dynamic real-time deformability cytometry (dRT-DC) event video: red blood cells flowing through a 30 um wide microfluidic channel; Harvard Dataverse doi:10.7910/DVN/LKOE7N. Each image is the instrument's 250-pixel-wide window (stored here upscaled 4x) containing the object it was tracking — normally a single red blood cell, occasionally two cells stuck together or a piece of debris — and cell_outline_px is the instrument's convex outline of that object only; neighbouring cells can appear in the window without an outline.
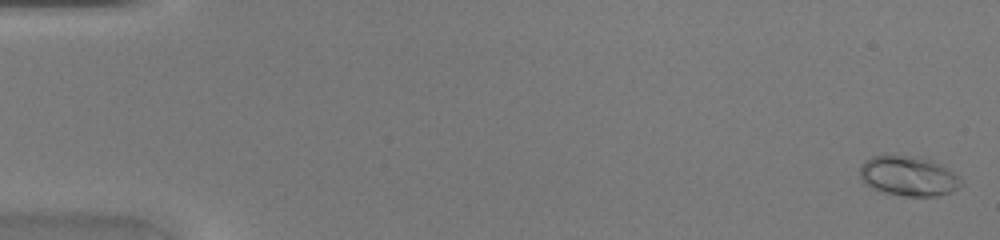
{"species": "common noctule bat (a hibernating species)", "species_latin": "Nyctalus noctula", "temperature_condition": "warm", "stored_images_in_passage": 47, "camera_frame_rate_fps": 3000, "um_per_image_px": 0.085, "animal": {"sex": "female", "body_mass_g": 20.0, "forearm_length_mm": 54.0}, "frame": {"image": 1, "passage_image": 1, "time_ms": 0.0, "image_size_px": [1000, 240], "cell_outline_px": [[964, 184], [960, 188], [952, 192], [936, 196], [904, 196], [884, 192], [872, 188], [864, 184], [860, 176], [860, 164], [864, 160], [872, 156], [920, 156], [932, 160], [940, 164], [960, 176]], "centroid_in_image_um": [77.25, 14.97], "position_along_channel_um": 7.8, "area_um2": 23.81}}
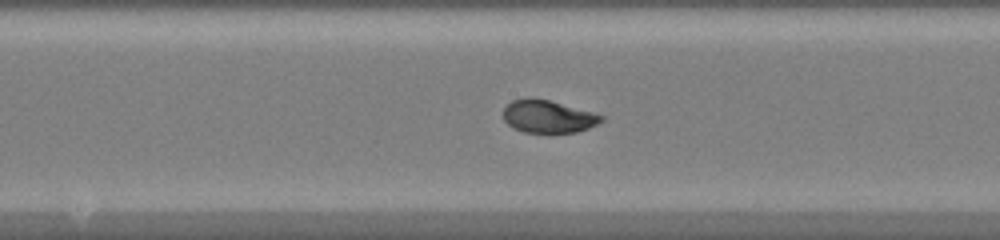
{"frame": {"image": 2, "passage_image": 25, "time_ms": 8.0, "image_size_px": [1000, 240], "cell_outline_px": [[604, 120], [588, 128], [576, 132], [524, 132], [512, 128], [504, 120], [504, 108], [512, 100], [528, 96], [548, 100], [592, 112], [604, 116]], "centroid_in_image_um": [46.55, 9.89], "position_along_channel_um": 201.6, "area_um2": 18.55}}
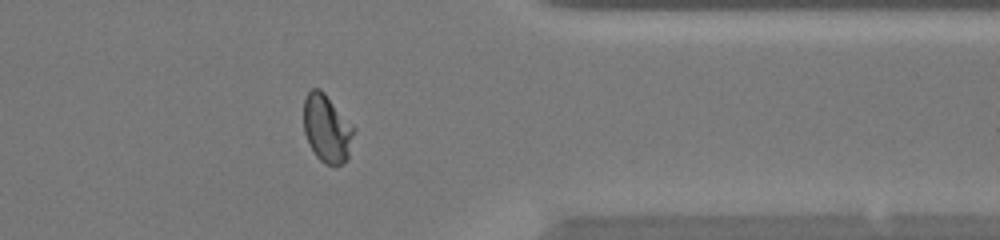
{"frame": {"image": 3, "passage_image": 38, "time_ms": 12.333, "image_size_px": [1000, 240], "cell_outline_px": [[356, 128], [348, 156], [340, 164], [324, 164], [316, 156], [304, 132], [304, 100], [308, 92], [312, 88], [320, 88], [324, 92]], "centroid_in_image_um": [27.79, 10.89], "position_along_channel_um": 383.6, "area_um2": 19.65}}